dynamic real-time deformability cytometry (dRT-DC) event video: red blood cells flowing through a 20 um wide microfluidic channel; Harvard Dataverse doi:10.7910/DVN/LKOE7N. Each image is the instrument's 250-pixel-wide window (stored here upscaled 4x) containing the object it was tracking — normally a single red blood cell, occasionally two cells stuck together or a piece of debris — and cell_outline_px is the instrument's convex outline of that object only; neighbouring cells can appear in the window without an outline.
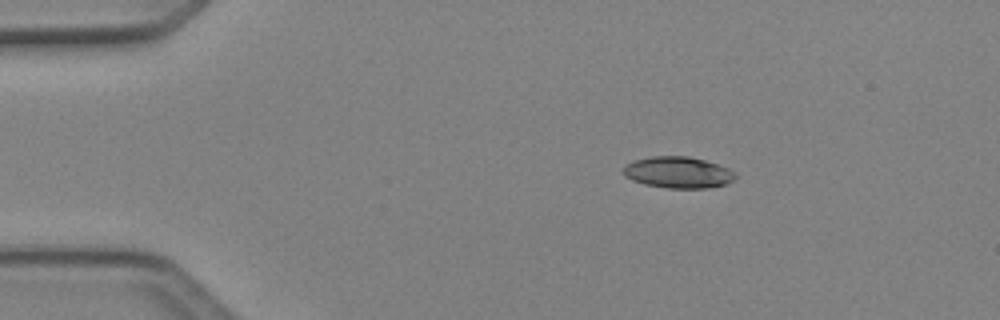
{"species": "Egyptian fruit bat (a non-hibernating species)", "species_latin": "Rousettus aegyptiacus", "temperature_condition": "cold", "stored_images_in_passage": 4, "camera_frame_rate_fps": 3000, "um_per_image_px": 0.085, "animal": {"sex": "female"}, "frame": {"image": 1, "passage_image": 2, "time_ms": 0.333, "image_size_px": [1000, 320], "cell_outline_px": [[736, 176], [732, 180], [724, 184], [708, 188], [668, 188], [644, 184], [632, 180], [624, 176], [624, 164], [636, 160], [652, 156], [688, 156], [704, 160], [728, 168], [736, 172]], "centroid_in_image_um": [57.62, 14.65], "position_along_channel_um": 27.4, "area_um2": 20.4}}
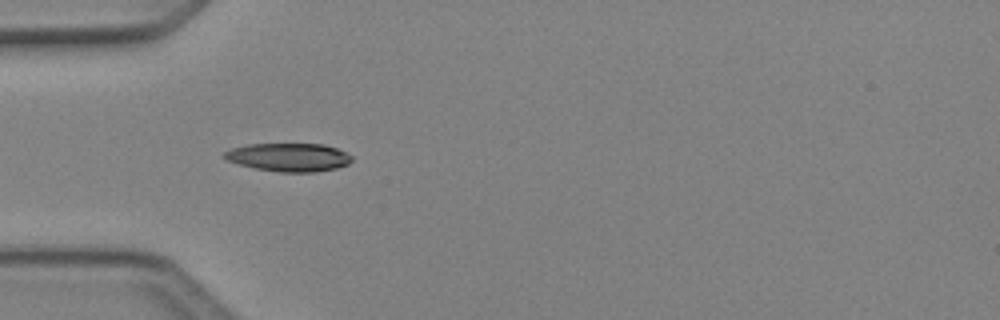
{"frame": {"image": 2, "passage_image": 3, "time_ms": 0.667, "image_size_px": [1000, 320], "cell_outline_px": [[352, 160], [348, 164], [336, 168], [316, 172], [280, 172], [256, 168], [224, 160], [220, 156], [224, 152], [232, 148], [248, 144], [324, 144], [336, 148], [352, 156]], "centroid_in_image_um": [24.51, 13.36], "position_along_channel_um": 60.5, "area_um2": 21.04}}
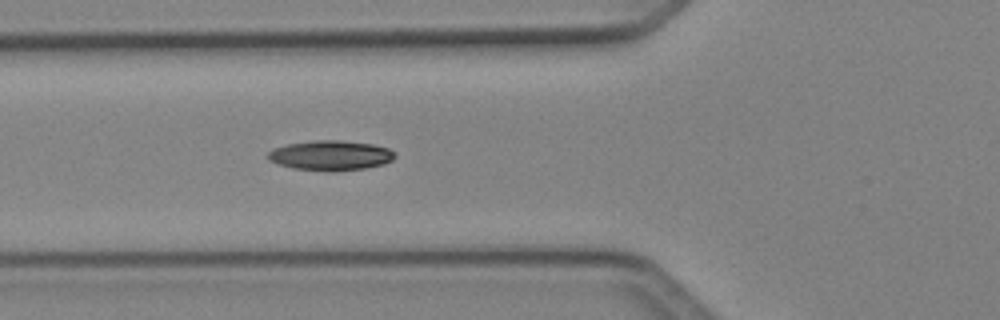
{"frame": {"image": 3, "passage_image": 4, "time_ms": 1.0, "image_size_px": [1000, 320], "cell_outline_px": [[396, 156], [392, 160], [380, 164], [364, 168], [332, 172], [328, 172], [292, 168], [276, 164], [268, 160], [268, 152], [272, 148], [288, 144], [312, 140], [340, 140], [372, 144], [388, 148], [396, 152]], "centroid_in_image_um": [28.06, 13.21], "position_along_channel_um": 97.7, "area_um2": 22.31}}